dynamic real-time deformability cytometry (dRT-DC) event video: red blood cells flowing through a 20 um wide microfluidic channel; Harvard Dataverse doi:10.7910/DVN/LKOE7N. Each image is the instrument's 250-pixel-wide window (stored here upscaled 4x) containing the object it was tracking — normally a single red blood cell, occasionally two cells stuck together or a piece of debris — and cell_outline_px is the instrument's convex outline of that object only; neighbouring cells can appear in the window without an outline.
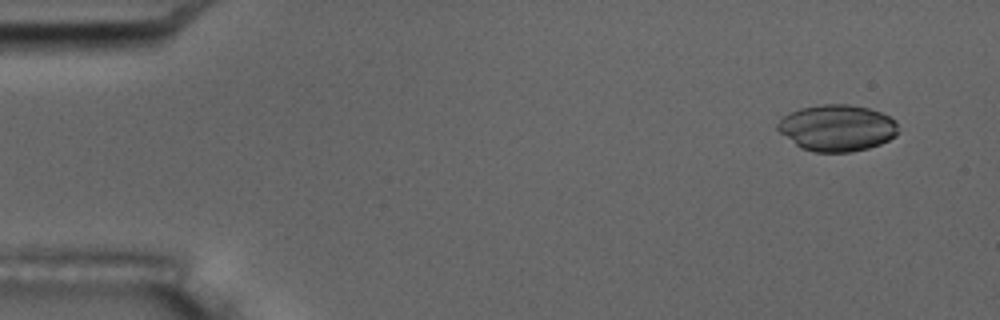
{"species": "common noctule bat (a hibernating species)", "species_latin": "Nyctalus noctula", "temperature_condition": "room temperature", "stored_images_in_passage": 8, "camera_frame_rate_fps": 3000, "um_per_image_px": 0.085, "animal": {"sex": "male", "body_mass_g": 17.5, "forearm_length_mm": 52.3}, "frame": {"image": 1, "passage_image": 1, "time_ms": 0.0, "image_size_px": [1000, 320], "cell_outline_px": [[900, 132], [896, 136], [880, 144], [868, 148], [852, 152], [812, 152], [800, 148], [780, 132], [776, 128], [776, 124], [788, 112], [800, 108], [820, 104], [848, 104], [868, 108], [880, 112], [896, 120]], "centroid_in_image_um": [71.16, 10.87], "position_along_channel_um": 13.8, "area_um2": 32.95}}